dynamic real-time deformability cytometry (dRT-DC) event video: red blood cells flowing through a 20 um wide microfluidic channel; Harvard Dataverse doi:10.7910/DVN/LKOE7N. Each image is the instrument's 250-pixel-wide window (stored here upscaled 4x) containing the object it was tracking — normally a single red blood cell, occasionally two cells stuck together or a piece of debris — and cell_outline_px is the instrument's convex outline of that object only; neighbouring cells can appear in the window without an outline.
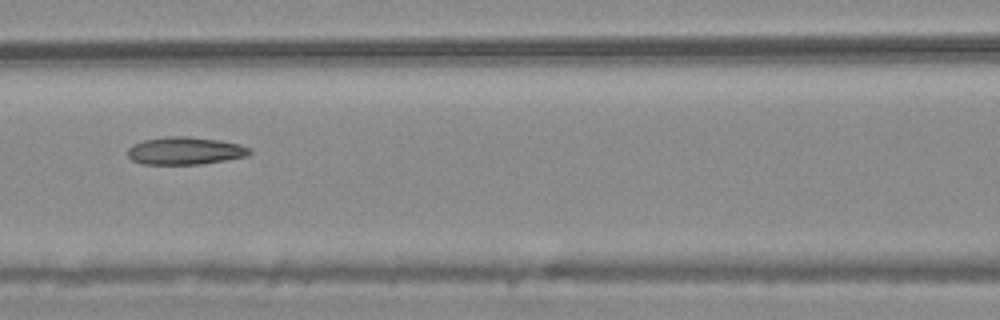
{"species": "common noctule bat (a hibernating species)", "species_latin": "Nyctalus noctula", "temperature_condition": "warm", "stored_images_in_passage": 8, "camera_frame_rate_fps": 3000, "um_per_image_px": 0.085, "animal": {"sex": "male", "body_mass_g": 20.4}, "frame": {"image": 1, "passage_image": 7, "time_ms": 2.0, "image_size_px": [1000, 320], "cell_outline_px": [[252, 152], [248, 156], [200, 164], [144, 164], [132, 160], [128, 156], [128, 148], [132, 144], [144, 140], [168, 136], [188, 136], [220, 140], [240, 144], [252, 148]], "centroid_in_image_um": [15.76, 12.81], "position_along_channel_um": 150.8, "area_um2": 19.71}}
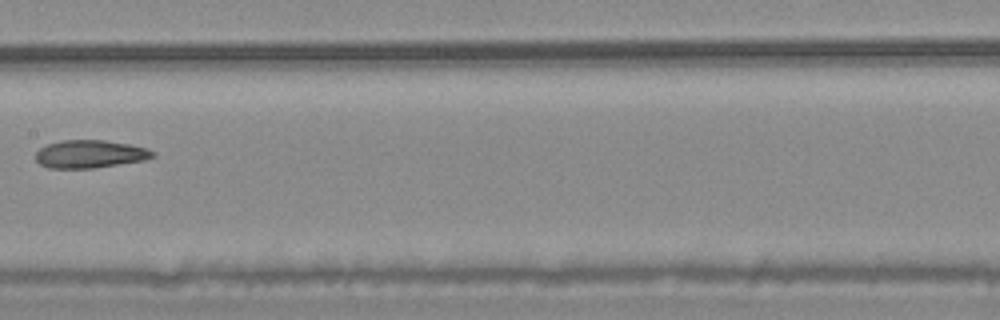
{"frame": {"image": 2, "passage_image": 8, "time_ms": 2.333, "image_size_px": [1000, 320], "cell_outline_px": [[156, 156], [144, 160], [92, 168], [48, 168], [40, 164], [36, 160], [36, 152], [40, 148], [48, 144], [60, 140], [104, 140], [128, 144], [148, 148], [156, 152]], "centroid_in_image_um": [7.66, 13.09], "position_along_channel_um": 199.7, "area_um2": 19.02}}